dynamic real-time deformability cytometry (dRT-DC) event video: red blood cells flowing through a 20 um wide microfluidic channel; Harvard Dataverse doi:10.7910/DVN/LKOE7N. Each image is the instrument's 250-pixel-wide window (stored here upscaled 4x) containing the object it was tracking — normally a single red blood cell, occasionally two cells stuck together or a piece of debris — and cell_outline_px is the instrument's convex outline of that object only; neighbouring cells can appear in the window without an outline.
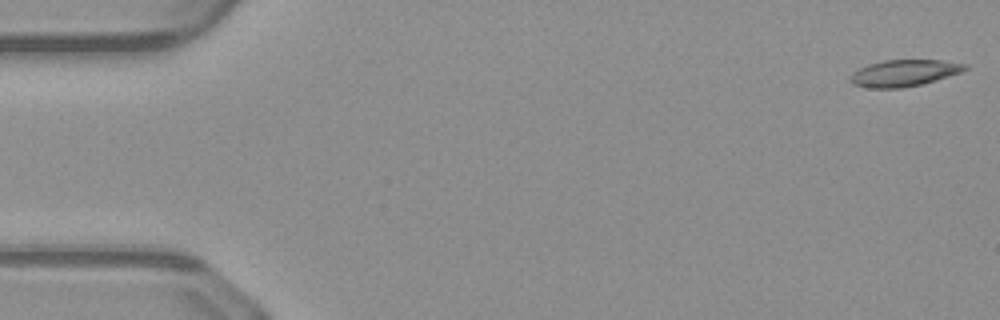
{"species": "common noctule bat (a hibernating species)", "species_latin": "Nyctalus noctula", "temperature_condition": "warm", "stored_images_in_passage": 50, "camera_frame_rate_fps": 3000, "um_per_image_px": 0.085, "animal": {"sex": "male", "body_mass_g": 23.1, "forearm_length_mm": 52.7}, "frame": {"image": 1, "passage_image": 1, "time_ms": 0.0, "image_size_px": [1000, 320], "cell_outline_px": [[968, 68], [960, 72], [936, 80], [920, 84], [900, 88], [868, 88], [852, 84], [848, 80], [848, 76], [852, 72], [868, 64], [884, 60], [940, 60], [968, 64]], "centroid_in_image_um": [76.79, 6.21], "position_along_channel_um": 8.2, "area_um2": 17.8}}
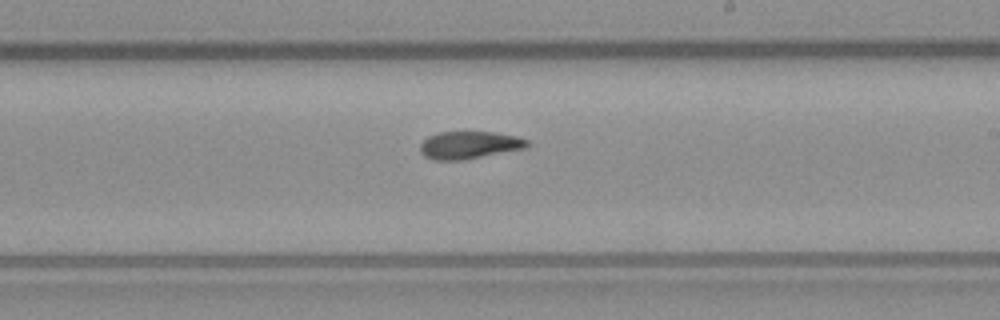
{"frame": {"image": 2, "passage_image": 29, "time_ms": 9.333, "image_size_px": [1000, 320], "cell_outline_px": [[532, 144], [528, 148], [464, 160], [432, 160], [424, 156], [420, 152], [420, 144], [428, 136], [436, 132], [492, 132], [516, 136], [528, 140]], "centroid_in_image_um": [39.91, 12.34], "position_along_channel_um": 249.1, "area_um2": 17.46}}
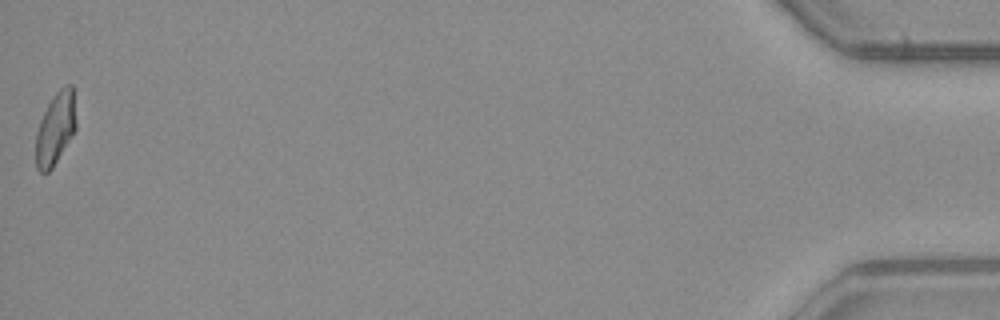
{"frame": {"image": 3, "passage_image": 50, "time_ms": 16.333, "image_size_px": [1000, 320], "cell_outline_px": [[76, 128], [52, 168], [48, 172], [40, 172], [36, 168], [36, 132], [40, 120], [48, 104], [56, 92], [60, 88], [68, 84], [72, 84], [76, 120]], "centroid_in_image_um": [4.7, 10.92], "position_along_channel_um": 430.5, "area_um2": 16.7}, "authors_computed_cell_mechanics": {"area_um2": 17.8024, "velocity_mm_per_s": 4.1075, "shape_relaxation_time_tau1_ms": null, "shape_relaxation_time_tau2_ms": 2.4703, "deformation_change_tau1": null, "deformation_change_tau2": 0.0843}}